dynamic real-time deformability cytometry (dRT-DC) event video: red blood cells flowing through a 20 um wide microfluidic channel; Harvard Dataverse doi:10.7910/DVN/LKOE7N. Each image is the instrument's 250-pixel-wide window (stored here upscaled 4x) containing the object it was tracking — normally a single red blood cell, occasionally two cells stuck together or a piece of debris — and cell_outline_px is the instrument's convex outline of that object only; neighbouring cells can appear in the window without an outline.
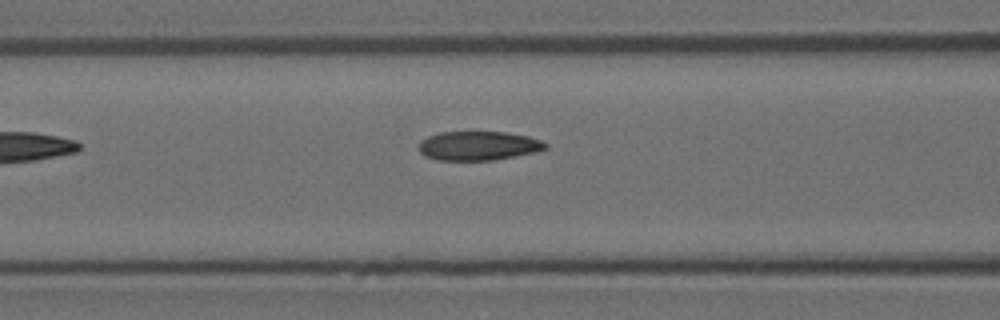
{"species": "Egyptian fruit bat (a non-hibernating species)", "species_latin": "Rousettus aegyptiacus", "temperature_condition": "room temperature", "stored_images_in_passage": 4, "camera_frame_rate_fps": 3000, "um_per_image_px": 0.085, "animal": {"sex": "female"}, "frame": {"image": 1, "passage_image": 4, "time_ms": 1.0, "image_size_px": [1000, 320], "cell_outline_px": [[548, 148], [536, 152], [492, 160], [436, 160], [424, 156], [420, 152], [420, 140], [428, 136], [440, 132], [508, 132], [528, 136], [540, 140], [548, 144]], "centroid_in_image_um": [40.67, 12.39], "position_along_channel_um": 125.9, "area_um2": 21.5}}